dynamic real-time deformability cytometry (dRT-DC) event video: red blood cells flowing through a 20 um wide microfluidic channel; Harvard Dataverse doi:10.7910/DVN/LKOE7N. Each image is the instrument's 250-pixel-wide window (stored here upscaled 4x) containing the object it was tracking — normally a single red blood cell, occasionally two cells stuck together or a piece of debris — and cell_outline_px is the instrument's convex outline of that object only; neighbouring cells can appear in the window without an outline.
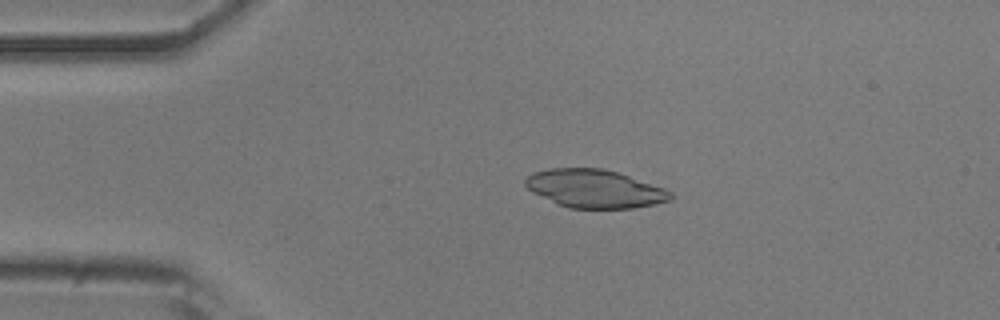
{"species": "common noctule bat (a hibernating species)", "species_latin": "Nyctalus noctula", "temperature_condition": "room temperature", "stored_images_in_passage": 32, "camera_frame_rate_fps": 3000, "um_per_image_px": 0.085, "animal": {"sex": "male", "body_mass_g": 20.5, "forearm_length_mm": 52.5}, "frame": {"image": 1, "passage_image": 2, "time_ms": 0.333, "image_size_px": [1000, 320], "cell_outline_px": [[672, 196], [668, 200], [656, 204], [632, 208], [568, 208], [556, 204], [532, 192], [524, 184], [524, 180], [532, 172], [548, 168], [600, 168], [616, 172], [664, 188], [672, 192]], "centroid_in_image_um": [50.49, 16.04], "position_along_channel_um": 34.5, "area_um2": 32.19}}